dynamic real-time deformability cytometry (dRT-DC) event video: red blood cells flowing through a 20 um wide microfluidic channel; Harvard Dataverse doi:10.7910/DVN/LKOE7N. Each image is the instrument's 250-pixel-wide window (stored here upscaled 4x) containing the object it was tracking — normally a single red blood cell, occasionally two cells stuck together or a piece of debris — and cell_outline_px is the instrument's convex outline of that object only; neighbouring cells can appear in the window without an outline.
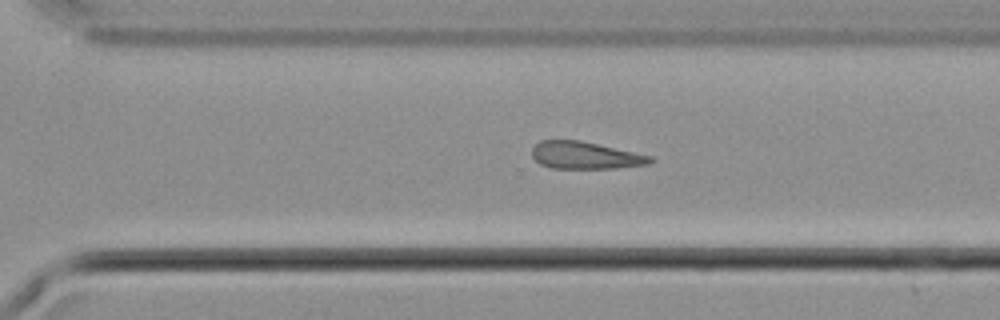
{"species": "common noctule bat (a hibernating species)", "species_latin": "Nyctalus noctula", "temperature_condition": "cold", "stored_images_in_passage": 30, "segment_of_instrument_passage": [2, 2], "camera_frame_rate_fps": 3000, "um_per_image_px": 0.085, "animal": {"sex": "male", "body_mass_g": 21.5, "forearm_length_mm": 52.0}, "frame": {"image": 1, "passage_image": 24, "time_ms": 7.667, "image_size_px": [1000, 320], "cell_outline_px": [[656, 160], [648, 164], [616, 168], [552, 168], [540, 164], [532, 156], [532, 148], [540, 140], [580, 140], [652, 156]], "centroid_in_image_um": [49.75, 13.2], "position_along_channel_um": 320.9, "area_um2": 18.73}}